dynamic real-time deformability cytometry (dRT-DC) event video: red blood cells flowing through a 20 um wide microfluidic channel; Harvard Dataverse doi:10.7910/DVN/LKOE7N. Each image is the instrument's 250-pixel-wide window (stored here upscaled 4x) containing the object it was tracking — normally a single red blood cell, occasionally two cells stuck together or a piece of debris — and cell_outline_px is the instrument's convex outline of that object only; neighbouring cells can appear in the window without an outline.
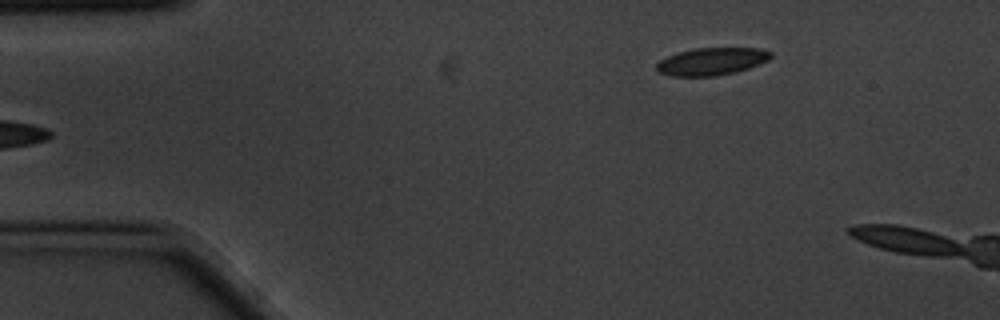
{"species": "common noctule bat (a hibernating species)", "species_latin": "Nyctalus noctula", "temperature_condition": "cold", "stored_images_in_passage": 4, "camera_frame_rate_fps": 3000, "um_per_image_px": 0.085, "animal": {"sex": "male", "body_mass_g": 20.1, "forearm_length_mm": 53.5}, "frame": {"image": 1, "passage_image": 4, "time_ms": 1.0, "image_size_px": [1000, 320], "cell_outline_px": [[772, 56], [768, 60], [748, 68], [736, 72], [716, 76], [672, 76], [660, 72], [656, 68], [656, 64], [660, 60], [676, 52], [692, 48], [756, 48], [772, 52]], "centroid_in_image_um": [60.47, 5.21], "position_along_channel_um": 24.5, "area_um2": 18.26}}